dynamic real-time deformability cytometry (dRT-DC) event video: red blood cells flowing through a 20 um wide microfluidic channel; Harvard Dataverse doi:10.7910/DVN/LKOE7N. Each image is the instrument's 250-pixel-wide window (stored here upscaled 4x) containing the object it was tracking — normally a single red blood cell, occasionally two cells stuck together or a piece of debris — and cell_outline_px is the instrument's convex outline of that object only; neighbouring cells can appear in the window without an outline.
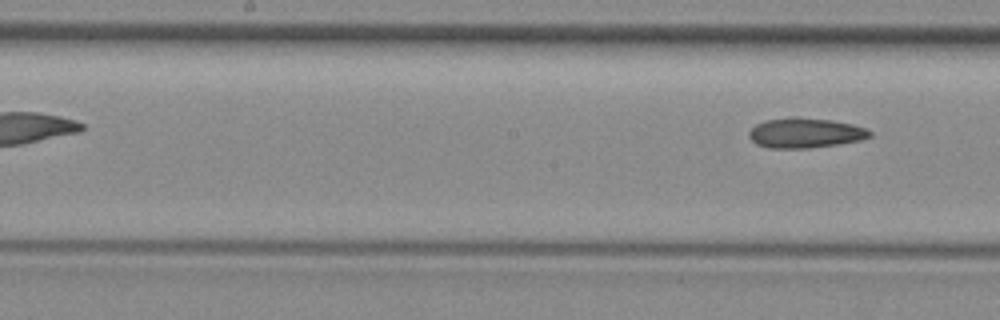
{"species": "common noctule bat (a hibernating species)", "species_latin": "Nyctalus noctula", "temperature_condition": "room temperature", "stored_images_in_passage": 6, "segment_of_instrument_passage": [2, 2], "camera_frame_rate_fps": 3000, "um_per_image_px": 0.085, "animal": {"sex": "female", "body_mass_g": 29.2, "forearm_length_mm": 56.3}, "frame": {"image": 1, "passage_image": 6, "time_ms": 5.667, "image_size_px": [1000, 320], "cell_outline_px": [[872, 136], [860, 140], [836, 144], [808, 148], [768, 148], [756, 144], [748, 136], [748, 132], [756, 124], [768, 120], [792, 116], [832, 120], [852, 124], [868, 128], [872, 132]], "centroid_in_image_um": [68.45, 11.29], "position_along_channel_um": 179.8, "area_um2": 21.15}}